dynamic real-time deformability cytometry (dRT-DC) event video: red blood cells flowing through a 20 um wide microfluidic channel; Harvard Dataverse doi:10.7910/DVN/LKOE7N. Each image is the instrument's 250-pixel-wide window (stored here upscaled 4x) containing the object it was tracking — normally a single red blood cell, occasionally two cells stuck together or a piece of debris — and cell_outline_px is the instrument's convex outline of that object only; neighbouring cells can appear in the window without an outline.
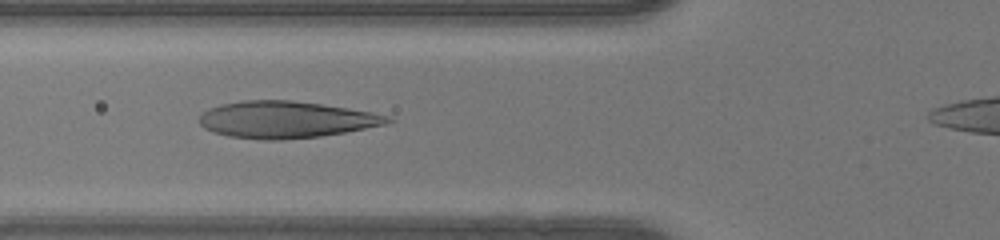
{"species": "human", "species_latin": "Homo sapiens", "temperature_condition": "warm", "stored_images_in_passage": 35, "camera_frame_rate_fps": 3000, "um_per_image_px": 0.085, "donor": {"sex": "female"}, "frame": {"image": 1, "passage_image": 9, "time_ms": 2.667, "image_size_px": [1000, 240], "cell_outline_px": [[396, 120], [388, 124], [344, 132], [320, 136], [280, 140], [264, 140], [228, 136], [204, 128], [200, 124], [200, 116], [208, 108], [220, 104], [244, 100], [292, 100], [348, 108], [372, 112], [388, 116]], "centroid_in_image_um": [24.32, 10.16], "position_along_channel_um": 101.5, "area_um2": 40.29}}
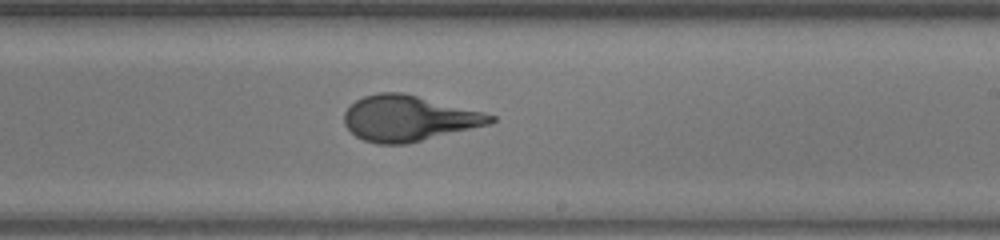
{"frame": {"image": 2, "passage_image": 20, "time_ms": 6.333, "image_size_px": [1000, 240], "cell_outline_px": [[496, 120], [492, 124], [408, 144], [376, 144], [364, 140], [356, 136], [344, 124], [344, 112], [356, 100], [364, 96], [376, 92], [404, 92], [484, 112], [496, 116]], "centroid_in_image_um": [34.76, 10.06], "position_along_channel_um": 254.2, "area_um2": 39.25}}
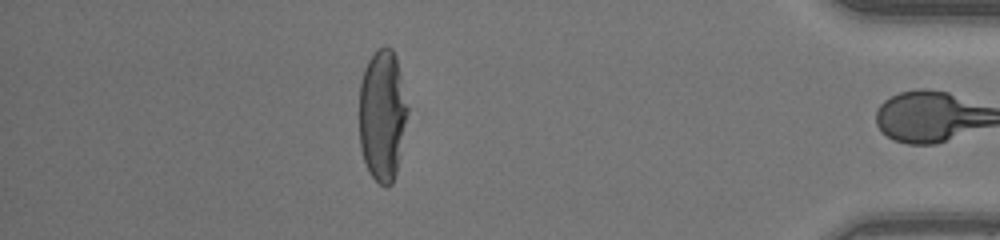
{"frame": {"image": 3, "passage_image": 34, "time_ms": 11.0, "image_size_px": [1000, 240], "cell_outline_px": [[408, 112], [396, 172], [392, 184], [380, 184], [368, 172], [360, 148], [360, 80], [364, 68], [368, 60], [376, 48], [384, 44], [388, 44], [392, 48], [396, 56], [408, 108]], "centroid_in_image_um": [32.49, 9.72], "position_along_channel_um": 402.7, "area_um2": 37.11}, "authors_computed_cell_mechanics": {"area_um2": 38.8416, "velocity_mm_per_s": 4.1823, "shape_relaxation_time_tau1_ms": 6.9722, "shape_relaxation_time_tau2_ms": 0.6424, "deformation_change_tau1": 0.3113, "deformation_change_tau2": 0.0853}}